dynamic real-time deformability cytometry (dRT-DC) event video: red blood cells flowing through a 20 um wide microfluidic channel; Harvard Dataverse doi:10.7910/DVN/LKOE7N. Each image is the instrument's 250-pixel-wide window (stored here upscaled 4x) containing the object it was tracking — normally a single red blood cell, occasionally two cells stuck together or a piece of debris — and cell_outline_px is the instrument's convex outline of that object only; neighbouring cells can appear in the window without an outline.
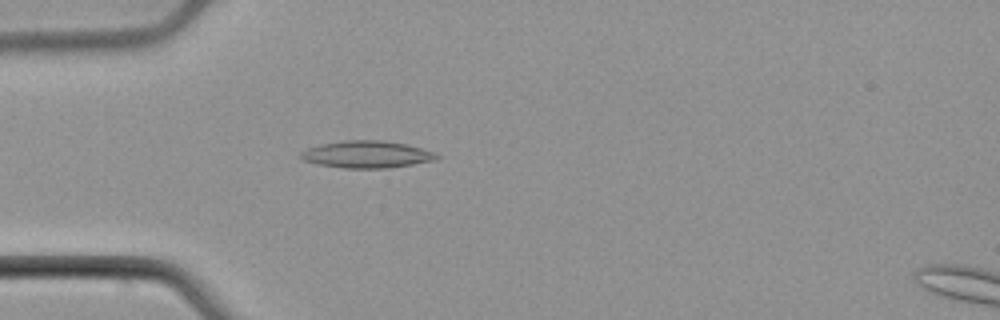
{"species": "common noctule bat (a hibernating species)", "species_latin": "Nyctalus noctula", "temperature_condition": "cold", "stored_images_in_passage": 50, "camera_frame_rate_fps": 3000, "um_per_image_px": 0.085, "animal": {"sex": "male", "body_mass_g": 21.5, "forearm_length_mm": 52.0}, "frame": {"image": 1, "passage_image": 15, "time_ms": 4.667, "image_size_px": [1000, 320], "cell_outline_px": [[420, 160], [400, 164], [332, 164], [336, 144], [396, 144], [412, 148]], "centroid_in_image_um": [31.74, 13.11], "position_along_channel_um": 53.3, "area_um2": 11.33}}
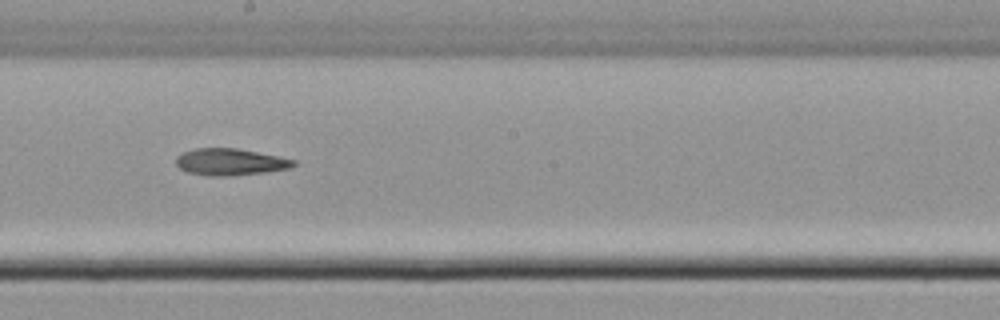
{"frame": {"image": 2, "passage_image": 29, "time_ms": 9.333, "image_size_px": [1000, 320], "cell_outline_px": [[292, 164], [280, 168], [248, 172], [200, 172], [184, 168], [180, 164], [180, 160], [184, 156], [192, 152], [208, 148], [224, 148], [248, 152], [288, 160]], "centroid_in_image_um": [19.55, 13.7], "position_along_channel_um": 228.7, "area_um2": 14.1}}
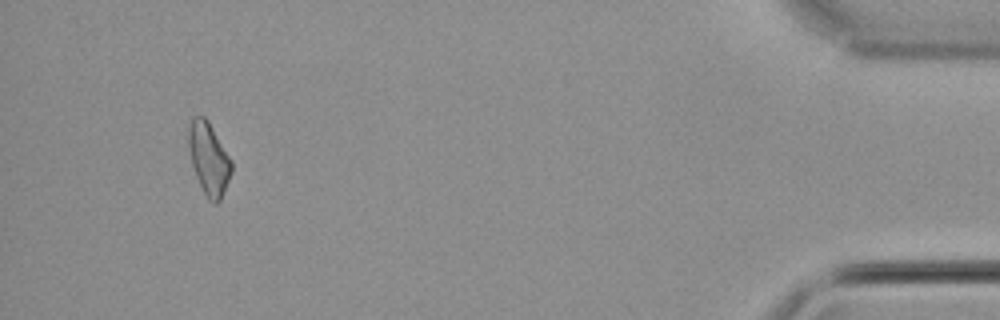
{"frame": {"image": 3, "passage_image": 49, "time_ms": 16.0, "image_size_px": [1000, 320], "cell_outline_px": [[232, 168], [220, 196], [204, 188], [200, 180], [192, 152], [192, 132], [204, 120], [208, 124], [232, 164]], "centroid_in_image_um": [17.87, 13.53], "position_along_channel_um": 417.3, "area_um2": 13.47}}